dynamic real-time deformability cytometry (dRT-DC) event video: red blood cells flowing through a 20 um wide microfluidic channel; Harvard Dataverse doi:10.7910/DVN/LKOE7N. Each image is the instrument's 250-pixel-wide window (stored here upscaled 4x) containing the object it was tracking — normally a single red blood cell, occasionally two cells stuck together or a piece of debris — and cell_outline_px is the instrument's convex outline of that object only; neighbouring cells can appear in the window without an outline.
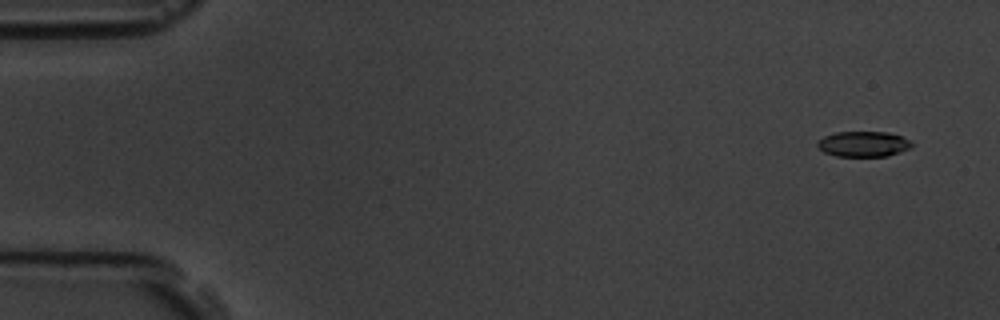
{"species": "common noctule bat (a hibernating species)", "species_latin": "Nyctalus noctula", "temperature_condition": "room temperature", "stored_images_in_passage": 5, "camera_frame_rate_fps": 3000, "um_per_image_px": 0.085, "animal": {"sex": "male", "body_mass_g": 19.5, "forearm_length_mm": 54.6}, "frame": {"image": 1, "passage_image": 1, "time_ms": 0.0, "image_size_px": [1000, 320], "cell_outline_px": [[912, 148], [888, 156], [836, 156], [824, 152], [816, 144], [824, 136], [836, 132], [888, 132], [912, 140]], "centroid_in_image_um": [73.43, 12.24], "position_along_channel_um": 11.6, "area_um2": 13.99}}
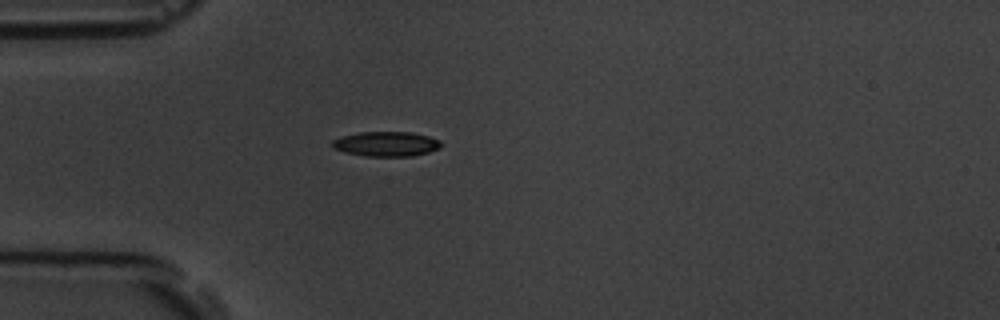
{"frame": {"image": 2, "passage_image": 5, "time_ms": 4.333, "image_size_px": [1000, 320], "cell_outline_px": [[444, 144], [440, 148], [428, 152], [412, 156], [364, 156], [344, 152], [332, 148], [332, 140], [340, 136], [360, 132], [412, 132], [428, 136], [440, 140]], "centroid_in_image_um": [32.83, 12.23], "position_along_channel_um": 52.2, "area_um2": 15.9}}